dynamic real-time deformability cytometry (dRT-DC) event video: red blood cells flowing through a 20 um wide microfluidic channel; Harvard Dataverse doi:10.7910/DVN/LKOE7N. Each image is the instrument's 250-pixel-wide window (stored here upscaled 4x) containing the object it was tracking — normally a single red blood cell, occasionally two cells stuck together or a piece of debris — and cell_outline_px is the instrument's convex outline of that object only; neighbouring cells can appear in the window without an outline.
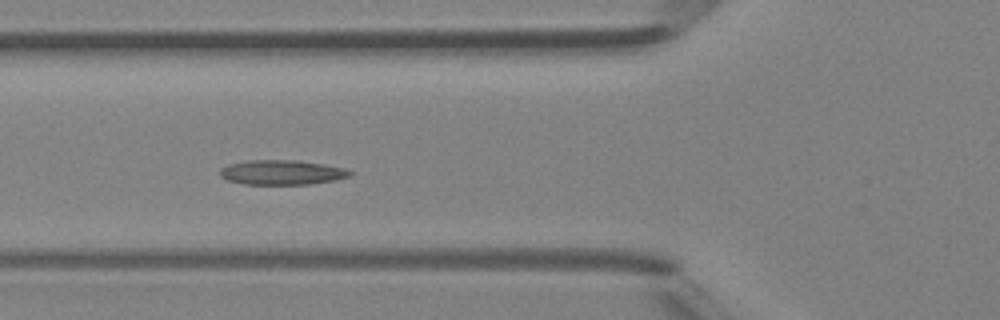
{"species": "Egyptian fruit bat (a non-hibernating species)", "species_latin": "Rousettus aegyptiacus", "temperature_condition": "room temperature", "stored_images_in_passage": 8, "camera_frame_rate_fps": 3000, "um_per_image_px": 0.085, "animal": {"sex": "female"}, "frame": {"image": 1, "passage_image": 5, "time_ms": 4.667, "image_size_px": [1000, 320], "cell_outline_px": [[352, 176], [336, 180], [312, 184], [244, 184], [228, 180], [220, 176], [220, 168], [228, 164], [244, 160], [296, 160], [324, 164], [344, 168], [352, 172]], "centroid_in_image_um": [23.96, 14.65], "position_along_channel_um": 101.8, "area_um2": 18.84}}
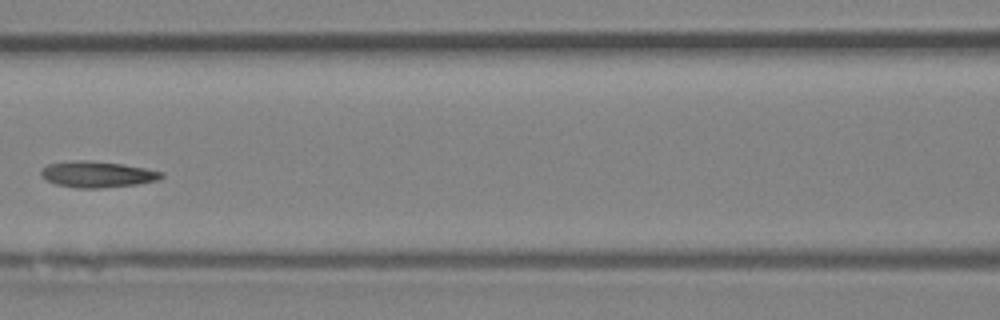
{"frame": {"image": 2, "passage_image": 6, "time_ms": 6.0, "image_size_px": [1000, 320], "cell_outline_px": [[164, 176], [160, 180], [136, 184], [100, 188], [76, 188], [56, 184], [48, 180], [40, 172], [48, 164], [72, 160], [92, 160], [120, 164], [144, 168], [164, 172]], "centroid_in_image_um": [8.31, 14.81], "position_along_channel_um": 158.3, "area_um2": 18.21}}
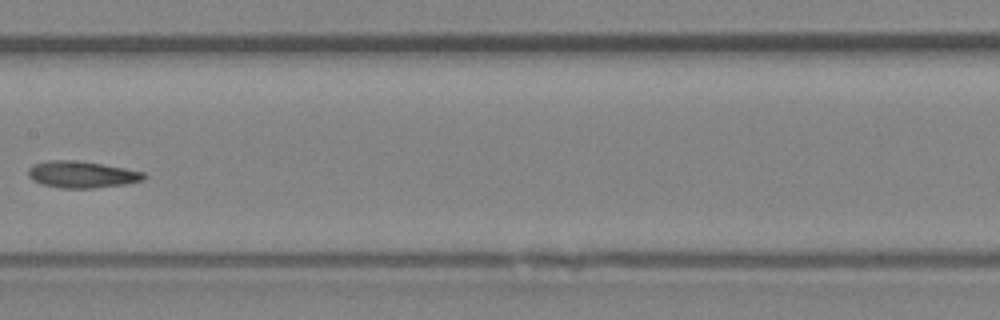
{"frame": {"image": 3, "passage_image": 7, "time_ms": 7.0, "image_size_px": [1000, 320], "cell_outline_px": [[148, 176], [144, 180], [124, 184], [92, 188], [60, 188], [44, 184], [28, 176], [28, 168], [32, 164], [48, 160], [72, 160], [100, 164], [124, 168], [144, 172]], "centroid_in_image_um": [6.97, 14.82], "position_along_channel_um": 200.4, "area_um2": 17.8}}